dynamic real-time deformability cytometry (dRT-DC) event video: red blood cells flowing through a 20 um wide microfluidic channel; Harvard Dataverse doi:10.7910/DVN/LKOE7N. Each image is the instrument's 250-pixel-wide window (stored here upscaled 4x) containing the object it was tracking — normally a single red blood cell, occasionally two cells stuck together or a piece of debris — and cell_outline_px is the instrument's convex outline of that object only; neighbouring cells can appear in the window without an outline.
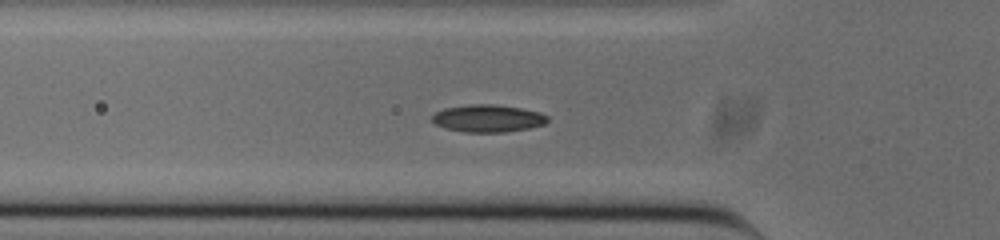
{"species": "common noctule bat (a hibernating species)", "species_latin": "Nyctalus noctula", "temperature_condition": "cold", "stored_images_in_passage": 39, "segment_of_instrument_passage": [1, 2], "camera_frame_rate_fps": 3000, "um_per_image_px": 0.085, "animal": {"sex": "male", "body_mass_g": 20.0, "forearm_length_mm": 53.3}, "frame": {"image": 1, "passage_image": 2, "time_ms": 0.333, "image_size_px": [1000, 240], "cell_outline_px": [[548, 120], [544, 124], [528, 128], [504, 132], [464, 132], [444, 128], [436, 124], [432, 120], [432, 116], [436, 112], [444, 108], [472, 104], [492, 104], [520, 108], [540, 112], [548, 116]], "centroid_in_image_um": [41.46, 10.06], "position_along_channel_um": 84.3, "area_um2": 18.32}}
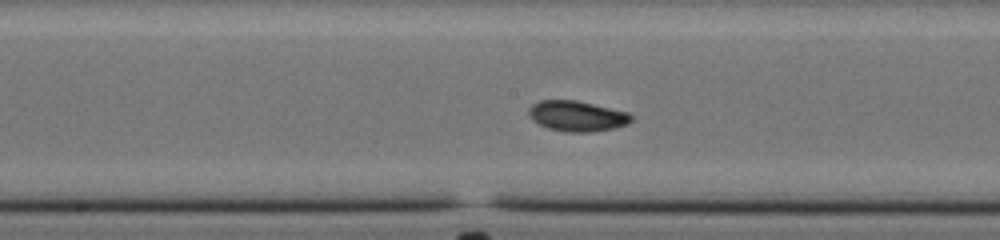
{"frame": {"image": 2, "passage_image": 11, "time_ms": 3.333, "image_size_px": [1000, 240], "cell_outline_px": [[632, 120], [628, 124], [616, 128], [592, 132], [564, 132], [548, 128], [532, 120], [528, 116], [528, 108], [532, 104], [540, 100], [576, 100], [628, 112], [632, 116]], "centroid_in_image_um": [49.04, 9.87], "position_along_channel_um": 199.2, "area_um2": 18.38}}
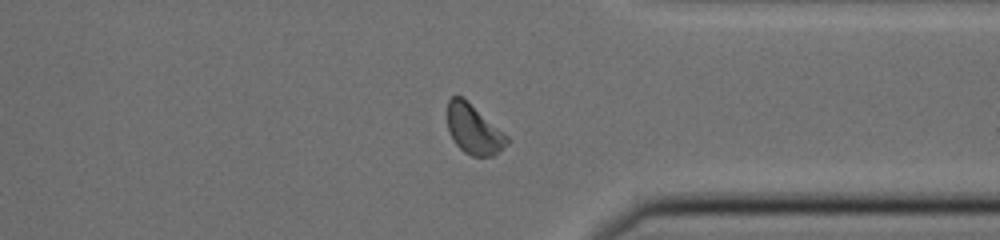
{"frame": {"image": 3, "passage_image": 25, "time_ms": 8.0, "image_size_px": [1000, 240], "cell_outline_px": [[508, 144], [492, 156], [472, 156], [464, 152], [456, 144], [448, 128], [448, 100], [452, 96], [460, 96], [508, 136]], "centroid_in_image_um": [40.26, 11.03], "position_along_channel_um": 371.1, "area_um2": 16.59}}